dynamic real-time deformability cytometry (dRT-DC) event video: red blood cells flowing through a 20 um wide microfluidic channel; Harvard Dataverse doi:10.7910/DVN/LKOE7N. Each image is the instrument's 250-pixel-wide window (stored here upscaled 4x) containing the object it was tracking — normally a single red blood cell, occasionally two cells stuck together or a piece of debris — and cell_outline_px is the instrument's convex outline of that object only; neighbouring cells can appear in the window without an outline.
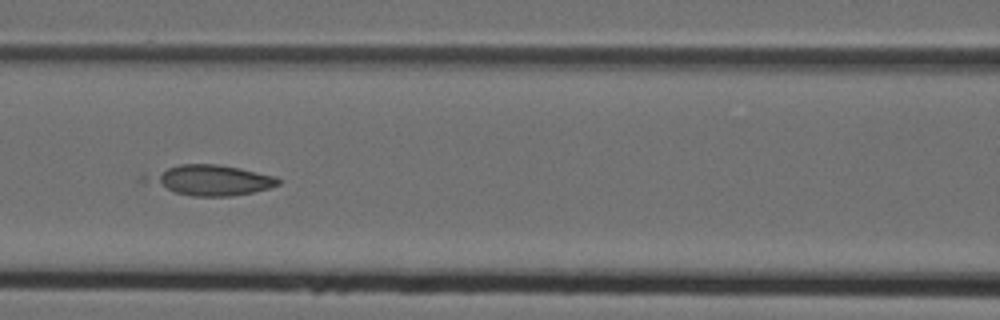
{"species": "Egyptian fruit bat (a non-hibernating species)", "species_latin": "Rousettus aegyptiacus", "temperature_condition": "cold", "stored_images_in_passage": 6, "camera_frame_rate_fps": 3000, "um_per_image_px": 0.085, "animal": {"sex": "female"}, "frame": {"image": 1, "passage_image": 4, "time_ms": 1.0, "image_size_px": [1000, 320], "cell_outline_px": [[280, 184], [268, 188], [252, 192], [228, 196], [192, 196], [176, 192], [168, 188], [156, 180], [156, 176], [168, 168], [180, 164], [216, 164], [240, 168], [276, 176], [280, 180]], "centroid_in_image_um": [18.23, 15.31], "position_along_channel_um": 148.4, "area_um2": 21.44}}
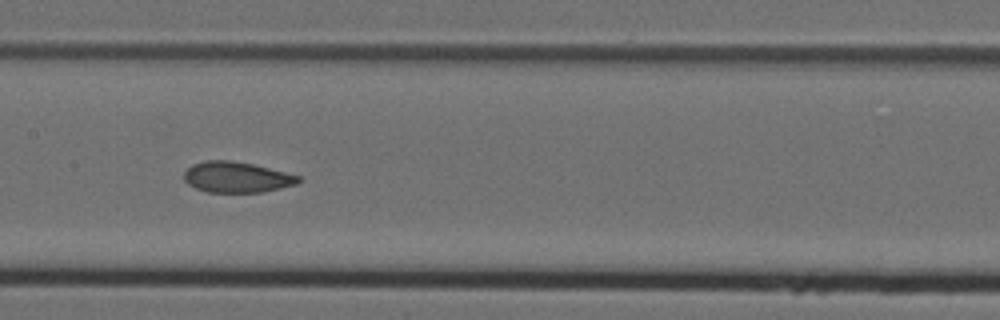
{"frame": {"image": 2, "passage_image": 5, "time_ms": 1.333, "image_size_px": [1000, 320], "cell_outline_px": [[300, 180], [296, 184], [280, 188], [260, 192], [208, 192], [196, 188], [188, 184], [184, 180], [184, 172], [192, 164], [204, 160], [232, 160], [252, 164], [300, 176]], "centroid_in_image_um": [20.07, 15.05], "position_along_channel_um": 187.3, "area_um2": 20.35}}
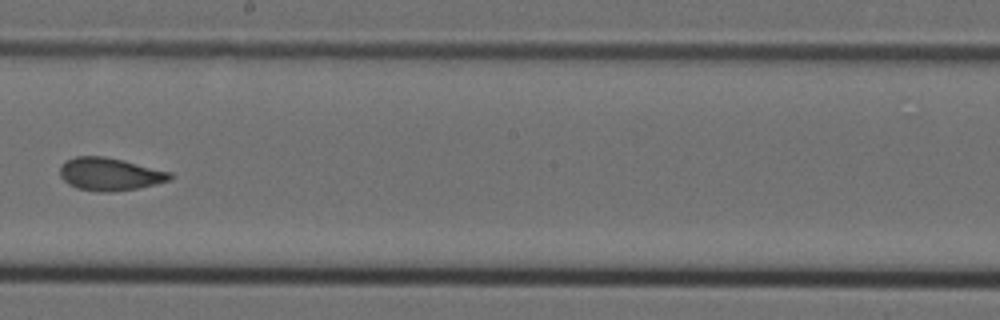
{"frame": {"image": 3, "passage_image": 6, "time_ms": 1.667, "image_size_px": [1000, 320], "cell_outline_px": [[172, 176], [168, 180], [156, 184], [136, 188], [108, 192], [96, 192], [76, 188], [68, 184], [60, 176], [60, 164], [64, 160], [76, 156], [104, 156], [172, 172]], "centroid_in_image_um": [9.27, 14.8], "position_along_channel_um": 238.9, "area_um2": 20.98}}